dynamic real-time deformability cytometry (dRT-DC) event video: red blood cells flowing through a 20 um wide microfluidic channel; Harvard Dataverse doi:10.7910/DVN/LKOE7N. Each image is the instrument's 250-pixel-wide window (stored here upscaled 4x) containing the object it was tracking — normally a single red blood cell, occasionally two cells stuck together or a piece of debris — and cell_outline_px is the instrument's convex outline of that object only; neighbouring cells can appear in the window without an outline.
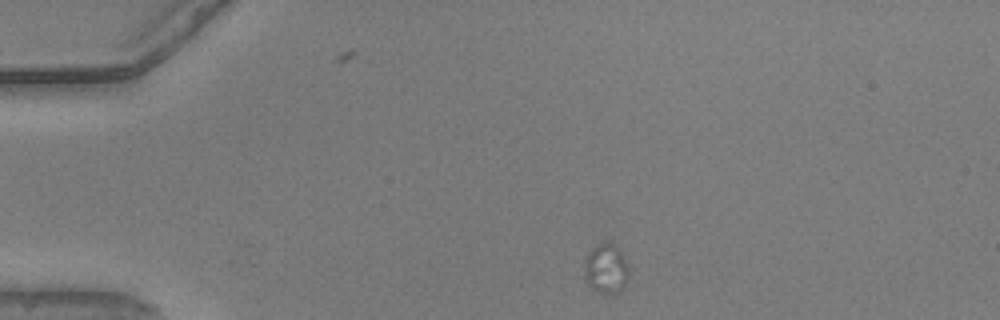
{"species": "common noctule bat (a hibernating species)", "species_latin": "Nyctalus noctula", "temperature_condition": "warm", "stored_images_in_passage": 2, "camera_frame_rate_fps": 3000, "um_per_image_px": 0.085, "animal": {"sex": "male", "body_mass_g": 20.5, "forearm_length_mm": 52.5}, "frame": {"image": 1, "passage_image": 1, "time_ms": 0.0, "image_size_px": [1000, 320], "cell_outline_px": [[628, 280], [620, 292], [608, 296], [604, 296], [592, 288], [588, 284], [584, 276], [584, 260], [592, 248], [600, 244], [616, 244], [620, 248], [628, 268]], "centroid_in_image_um": [51.52, 22.9], "position_along_channel_um": 33.5, "area_um2": 13.12}}